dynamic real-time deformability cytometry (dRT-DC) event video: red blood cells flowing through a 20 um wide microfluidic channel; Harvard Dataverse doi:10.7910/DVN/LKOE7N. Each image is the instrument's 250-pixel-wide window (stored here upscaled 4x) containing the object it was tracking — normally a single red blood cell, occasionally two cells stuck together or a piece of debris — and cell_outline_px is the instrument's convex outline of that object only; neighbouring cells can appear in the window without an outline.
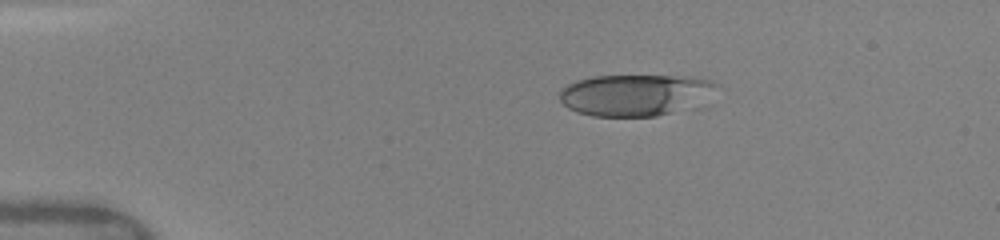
{"species": "human", "species_latin": "Homo sapiens", "temperature_condition": "warm", "stored_images_in_passage": 14, "camera_frame_rate_fps": 3000, "um_per_image_px": 0.085, "donor": {"sex": "female"}, "frame": {"image": 1, "passage_image": 1, "time_ms": 0.0, "image_size_px": [1000, 240], "cell_outline_px": [[716, 84], [668, 112], [656, 116], [592, 116], [576, 112], [568, 108], [560, 100], [560, 92], [568, 84], [576, 80], [592, 76], [692, 76], [708, 80]], "centroid_in_image_um": [53.64, 8.04], "position_along_channel_um": 31.4, "area_um2": 35.55}}
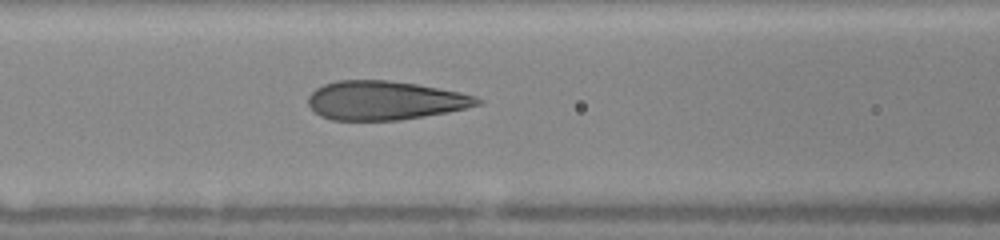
{"frame": {"image": 2, "passage_image": 8, "time_ms": 4.0, "image_size_px": [1000, 240], "cell_outline_px": [[484, 104], [448, 112], [400, 120], [332, 120], [320, 116], [308, 104], [308, 96], [316, 88], [324, 84], [336, 80], [388, 80], [416, 84], [460, 92], [476, 96], [484, 100]], "centroid_in_image_um": [32.74, 8.53], "position_along_channel_um": 133.9, "area_um2": 38.49}}
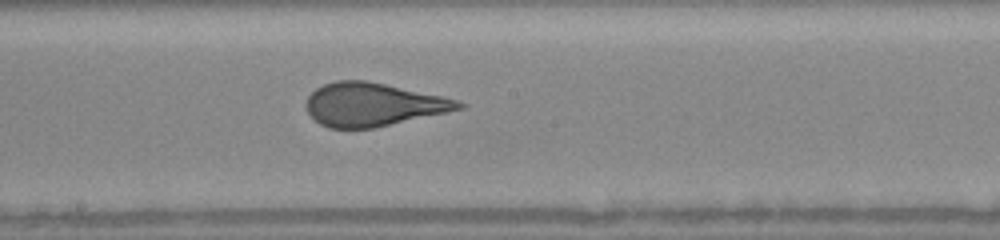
{"frame": {"image": 3, "passage_image": 12, "time_ms": 6.0, "image_size_px": [1000, 240], "cell_outline_px": [[468, 104], [464, 108], [372, 128], [328, 128], [320, 124], [308, 112], [304, 104], [308, 96], [316, 88], [324, 84], [336, 80], [368, 80], [444, 96]], "centroid_in_image_um": [31.69, 8.87], "position_along_channel_um": 216.5, "area_um2": 38.38}}